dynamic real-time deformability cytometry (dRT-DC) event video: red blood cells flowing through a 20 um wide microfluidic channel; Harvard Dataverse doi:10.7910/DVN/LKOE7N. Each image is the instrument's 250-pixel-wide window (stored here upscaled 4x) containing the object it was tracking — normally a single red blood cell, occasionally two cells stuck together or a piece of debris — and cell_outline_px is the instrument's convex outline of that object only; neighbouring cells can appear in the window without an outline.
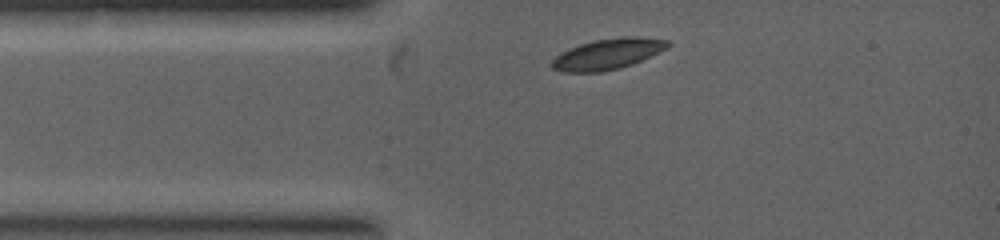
{"species": "common noctule bat (a hibernating species)", "species_latin": "Nyctalus noctula", "temperature_condition": "warm", "stored_images_in_passage": 3, "camera_frame_rate_fps": 5000, "um_per_image_px": 0.085, "animal": {"sex": "female", "body_mass_g": 19.0, "forearm_length_mm": 53.3}, "frame": {"image": 1, "passage_image": 1, "time_ms": 0.0, "image_size_px": [1000, 240], "cell_outline_px": [[672, 44], [668, 48], [632, 64], [620, 68], [600, 72], [564, 72], [552, 68], [548, 64], [560, 52], [568, 48], [592, 40], [620, 36], [636, 36], [668, 40]], "centroid_in_image_um": [51.64, 4.58], "position_along_channel_um": 33.4, "area_um2": 21.04}}
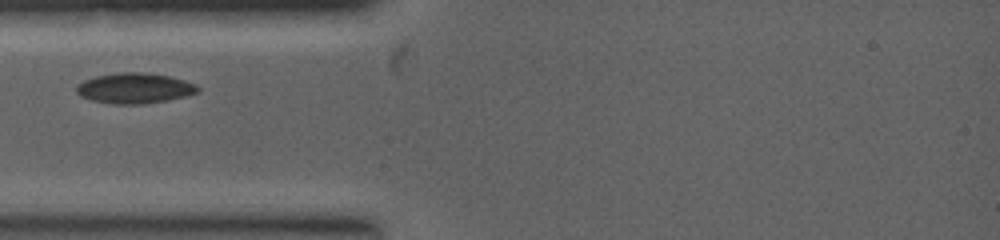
{"frame": {"image": 2, "passage_image": 2, "time_ms": 0.8, "image_size_px": [1000, 240], "cell_outline_px": [[200, 92], [168, 100], [140, 104], [112, 104], [92, 100], [80, 96], [76, 92], [76, 84], [84, 80], [96, 76], [120, 72], [140, 72], [168, 76], [184, 80], [196, 84], [200, 88]], "centroid_in_image_um": [11.43, 7.5], "position_along_channel_um": 73.6, "area_um2": 21.5}}